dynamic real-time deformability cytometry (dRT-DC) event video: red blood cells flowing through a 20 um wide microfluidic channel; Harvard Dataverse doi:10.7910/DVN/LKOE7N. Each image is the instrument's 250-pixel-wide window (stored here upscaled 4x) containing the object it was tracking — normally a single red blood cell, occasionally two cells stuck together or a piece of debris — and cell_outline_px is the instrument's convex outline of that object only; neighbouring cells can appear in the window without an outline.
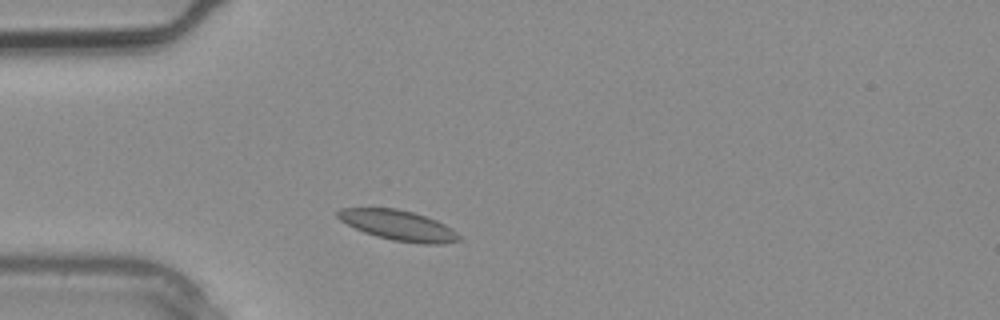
{"species": "common noctule bat (a hibernating species)", "species_latin": "Nyctalus noctula", "temperature_condition": "warm", "stored_images_in_passage": 2, "camera_frame_rate_fps": 3000, "um_per_image_px": 0.085, "animal": {"sex": "male", "body_mass_g": 20.4}, "frame": {"image": 1, "passage_image": 2, "time_ms": 0.333, "image_size_px": [1000, 320], "cell_outline_px": [[460, 240], [440, 244], [424, 244], [392, 240], [376, 236], [364, 232], [340, 220], [336, 216], [336, 212], [340, 208], [396, 208], [412, 212], [436, 220], [452, 228], [460, 236]], "centroid_in_image_um": [33.85, 19.15], "position_along_channel_um": 51.1, "area_um2": 21.15}}